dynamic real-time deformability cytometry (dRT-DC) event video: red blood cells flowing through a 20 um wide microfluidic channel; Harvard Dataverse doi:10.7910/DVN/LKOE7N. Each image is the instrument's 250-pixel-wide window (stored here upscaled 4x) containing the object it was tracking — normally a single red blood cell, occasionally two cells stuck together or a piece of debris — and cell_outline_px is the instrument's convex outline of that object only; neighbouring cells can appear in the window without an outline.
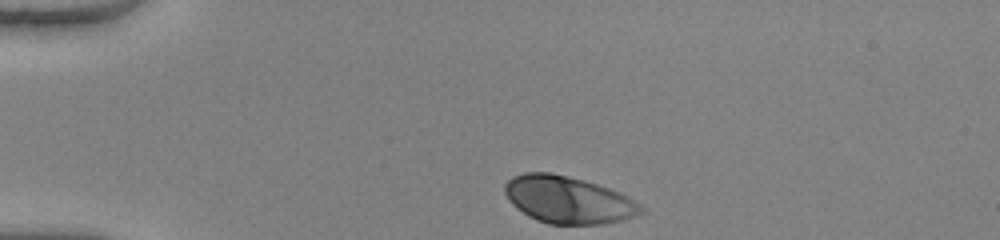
{"species": "human", "species_latin": "Homo sapiens", "temperature_condition": "warm", "stored_images_in_passage": 33, "camera_frame_rate_fps": 3000, "um_per_image_px": 0.085, "donor": {"sex": "female"}, "frame": {"image": 1, "passage_image": 1, "time_ms": 0.0, "image_size_px": [1000, 240], "cell_outline_px": [[644, 212], [636, 216], [624, 220], [604, 224], [548, 224], [536, 220], [528, 216], [516, 208], [512, 204], [504, 192], [504, 184], [512, 176], [524, 172], [548, 172], [584, 180], [608, 188], [640, 204], [644, 208]], "centroid_in_image_um": [48.26, 16.99], "position_along_channel_um": 36.7, "area_um2": 37.34}}
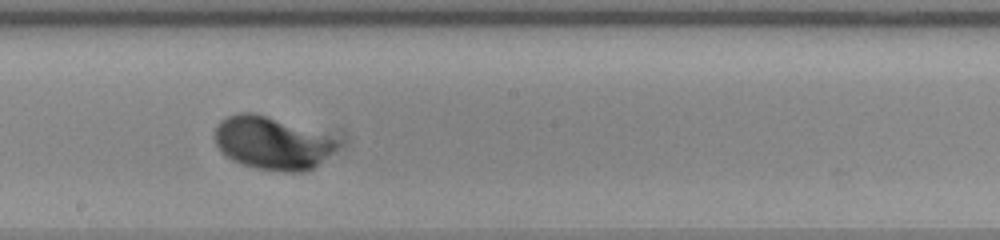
{"frame": {"image": 2, "passage_image": 19, "time_ms": 6.0, "image_size_px": [1000, 240], "cell_outline_px": [[336, 148], [312, 168], [304, 172], [284, 172], [256, 168], [240, 164], [232, 160], [216, 144], [216, 128], [220, 120], [228, 116], [240, 112], [252, 112], [336, 140]], "centroid_in_image_um": [23.03, 12.19], "position_along_channel_um": 225.2, "area_um2": 36.13}}
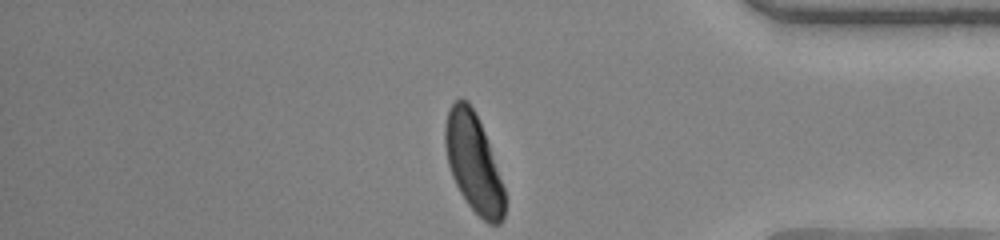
{"frame": {"image": 3, "passage_image": 33, "time_ms": 10.667, "image_size_px": [1000, 240], "cell_outline_px": [[504, 216], [500, 224], [488, 224], [468, 204], [460, 192], [452, 176], [448, 164], [444, 144], [444, 128], [448, 112], [452, 104], [456, 100], [468, 100], [484, 132], [504, 188]], "centroid_in_image_um": [40.23, 13.86], "position_along_channel_um": 395.0, "area_um2": 33.41}, "authors_computed_cell_mechanics": {"area_um2": 36.3562, "velocity_mm_per_s": 4.0418, "shape_relaxation_time_tau1_ms": 2.0711, "shape_relaxation_time_tau2_ms": null, "deformation_change_tau1": 0.1796, "deformation_change_tau2": null}}